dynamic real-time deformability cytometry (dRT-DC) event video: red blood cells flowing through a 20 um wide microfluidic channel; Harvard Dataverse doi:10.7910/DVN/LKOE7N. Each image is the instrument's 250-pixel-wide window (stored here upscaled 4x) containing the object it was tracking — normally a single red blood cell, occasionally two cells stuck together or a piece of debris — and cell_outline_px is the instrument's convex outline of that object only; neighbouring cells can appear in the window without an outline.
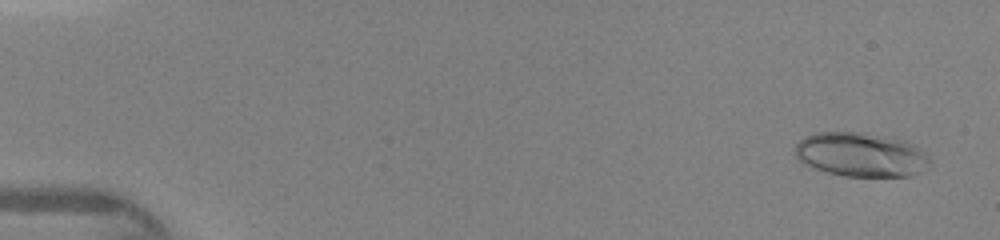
{"species": "human", "species_latin": "Homo sapiens", "temperature_condition": "warm", "stored_images_in_passage": 48, "camera_frame_rate_fps": 3000, "um_per_image_px": 0.085, "donor": {"sex": "female"}, "frame": {"image": 1, "passage_image": 3, "time_ms": 0.667, "image_size_px": [1000, 240], "cell_outline_px": [[932, 164], [920, 172], [912, 176], [844, 176], [812, 168], [804, 164], [796, 156], [796, 144], [800, 140], [816, 132], [860, 132], [884, 136], [904, 140], [916, 144], [932, 160]], "centroid_in_image_um": [73.23, 13.15], "position_along_channel_um": 11.8, "area_um2": 34.85}}
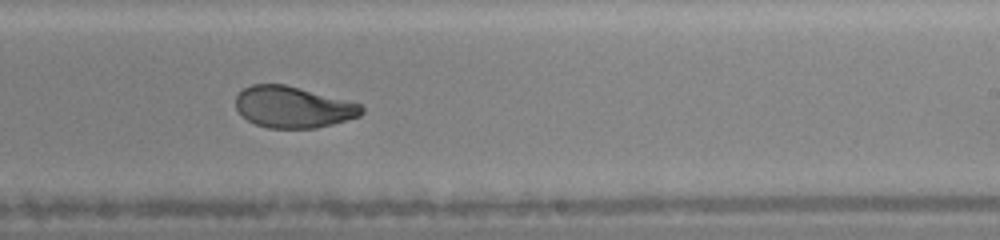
{"frame": {"image": 2, "passage_image": 30, "time_ms": 9.667, "image_size_px": [1000, 240], "cell_outline_px": [[364, 112], [360, 116], [332, 124], [316, 128], [268, 128], [256, 124], [248, 120], [236, 108], [236, 96], [244, 88], [252, 84], [284, 84], [300, 88], [360, 104], [364, 108]], "centroid_in_image_um": [24.91, 9.11], "position_along_channel_um": 264.1, "area_um2": 30.06}}
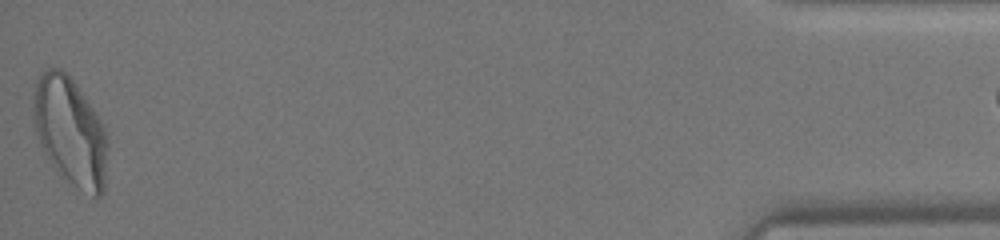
{"frame": {"image": 3, "passage_image": 47, "time_ms": 15.333, "image_size_px": [1000, 240], "cell_outline_px": [[108, 144], [104, 192], [100, 196], [92, 196], [60, 176], [40, 144], [32, 120], [32, 96], [40, 72], [48, 68], [60, 68], [68, 72], [104, 124], [108, 136]], "centroid_in_image_um": [5.97, 11.14], "position_along_channel_um": 429.2, "area_um2": 47.45}}